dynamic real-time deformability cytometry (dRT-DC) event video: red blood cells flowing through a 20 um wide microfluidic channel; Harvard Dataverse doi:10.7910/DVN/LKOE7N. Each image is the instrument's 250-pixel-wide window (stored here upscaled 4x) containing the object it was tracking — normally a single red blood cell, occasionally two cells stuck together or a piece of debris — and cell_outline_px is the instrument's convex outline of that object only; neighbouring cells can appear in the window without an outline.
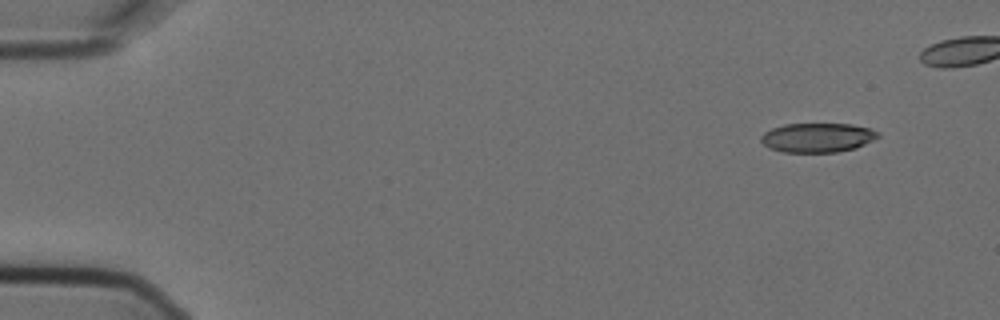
{"species": "Egyptian fruit bat (a non-hibernating species)", "species_latin": "Rousettus aegyptiacus", "temperature_condition": "cold", "stored_images_in_passage": 6, "camera_frame_rate_fps": 3000, "um_per_image_px": 0.085, "animal": {"sex": "female"}, "frame": {"image": 1, "passage_image": 1, "time_ms": 0.0, "image_size_px": [1000, 320], "cell_outline_px": [[880, 136], [856, 148], [836, 152], [784, 152], [768, 148], [760, 140], [760, 136], [764, 132], [772, 128], [784, 124], [852, 124], [872, 128], [880, 132]], "centroid_in_image_um": [69.49, 11.69], "position_along_channel_um": 15.5, "area_um2": 20.11}}